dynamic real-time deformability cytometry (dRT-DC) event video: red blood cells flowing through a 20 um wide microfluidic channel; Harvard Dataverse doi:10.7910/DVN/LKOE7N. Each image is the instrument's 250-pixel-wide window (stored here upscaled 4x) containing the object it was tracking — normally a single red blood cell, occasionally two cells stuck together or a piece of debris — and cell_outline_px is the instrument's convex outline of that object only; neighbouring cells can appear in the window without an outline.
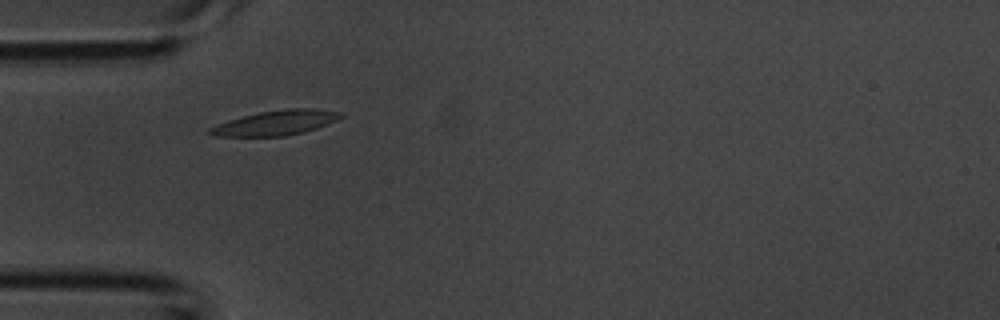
{"species": "common noctule bat (a hibernating species)", "species_latin": "Nyctalus noctula", "temperature_condition": "room temperature", "stored_images_in_passage": 3, "camera_frame_rate_fps": 3000, "um_per_image_px": 0.085, "animal": {"sex": "male", "body_mass_g": 20.1, "forearm_length_mm": 53.5}, "frame": {"image": 1, "passage_image": 2, "time_ms": 0.333, "image_size_px": [1000, 320], "cell_outline_px": [[344, 116], [336, 120], [316, 128], [304, 132], [284, 136], [216, 136], [204, 132], [208, 128], [216, 124], [228, 120], [260, 112], [288, 108], [312, 108], [340, 112]], "centroid_in_image_um": [23.4, 10.44], "position_along_channel_um": 61.6, "area_um2": 18.84}}
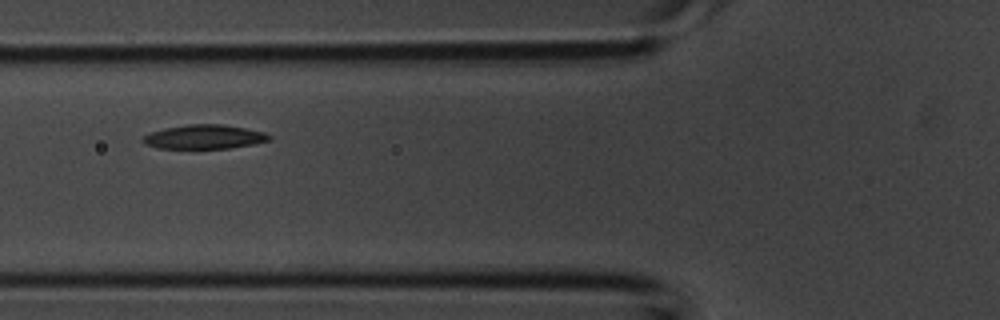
{"frame": {"image": 2, "passage_image": 3, "time_ms": 0.667, "image_size_px": [1000, 320], "cell_outline_px": [[272, 140], [252, 144], [228, 148], [156, 148], [144, 144], [140, 140], [148, 132], [164, 128], [188, 124], [224, 124], [264, 132], [272, 136]], "centroid_in_image_um": [17.33, 11.63], "position_along_channel_um": 108.5, "area_um2": 17.86}}